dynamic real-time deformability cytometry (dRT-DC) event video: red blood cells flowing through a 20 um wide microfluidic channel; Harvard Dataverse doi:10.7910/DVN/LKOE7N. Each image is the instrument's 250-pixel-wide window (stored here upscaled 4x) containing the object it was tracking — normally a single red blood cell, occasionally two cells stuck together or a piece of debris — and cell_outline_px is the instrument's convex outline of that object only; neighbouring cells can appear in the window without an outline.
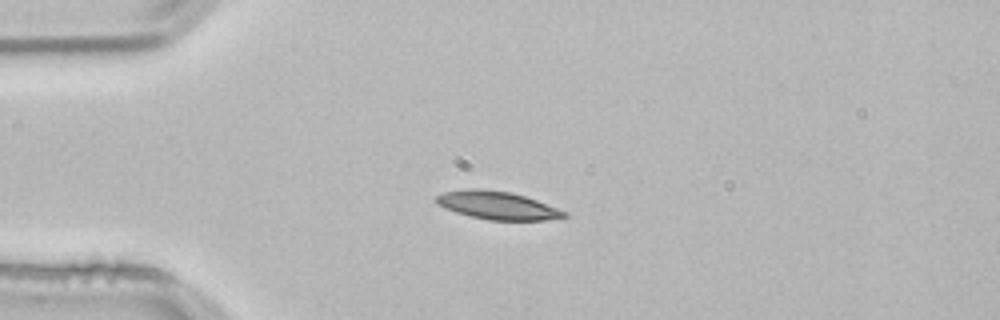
{"species": "common noctule bat (a hibernating species)", "species_latin": "Nyctalus noctula", "temperature_condition": "room temperature", "stored_images_in_passage": 10, "camera_frame_rate_fps": 3000, "um_per_image_px": 0.085, "animal": {"sex": "male", "body_mass_g": 21.5, "forearm_length_mm": 52.0}, "frame": {"image": 1, "passage_image": 1, "time_ms": 0.0, "image_size_px": [1000, 320], "cell_outline_px": [[568, 216], [544, 220], [488, 220], [456, 212], [440, 204], [436, 200], [436, 196], [444, 192], [476, 188], [508, 192], [524, 196], [536, 200], [568, 212]], "centroid_in_image_um": [42.32, 17.46], "position_along_channel_um": 42.7, "area_um2": 20.35}}